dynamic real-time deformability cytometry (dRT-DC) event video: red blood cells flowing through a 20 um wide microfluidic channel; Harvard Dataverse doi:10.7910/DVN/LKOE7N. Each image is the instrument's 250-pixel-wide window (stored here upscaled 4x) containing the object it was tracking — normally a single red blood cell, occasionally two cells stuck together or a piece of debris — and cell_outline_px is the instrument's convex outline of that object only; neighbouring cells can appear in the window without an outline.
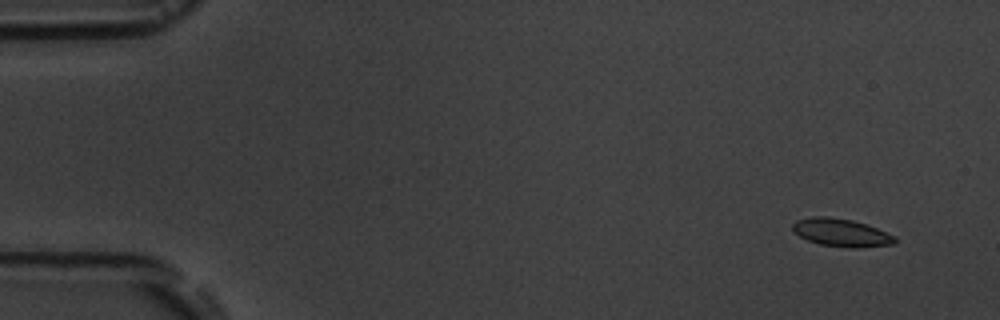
{"species": "common noctule bat (a hibernating species)", "species_latin": "Nyctalus noctula", "temperature_condition": "room temperature", "stored_images_in_passage": 4, "camera_frame_rate_fps": 3000, "um_per_image_px": 0.085, "animal": {"sex": "male", "body_mass_g": 19.5, "forearm_length_mm": 54.6}, "frame": {"image": 1, "passage_image": 1, "time_ms": 0.0, "image_size_px": [1000, 320], "cell_outline_px": [[896, 244], [856, 248], [852, 248], [820, 244], [808, 240], [800, 236], [792, 228], [792, 224], [796, 220], [816, 216], [828, 216], [852, 220], [876, 228], [896, 236]], "centroid_in_image_um": [71.53, 19.77], "position_along_channel_um": 13.5, "area_um2": 16.47}}
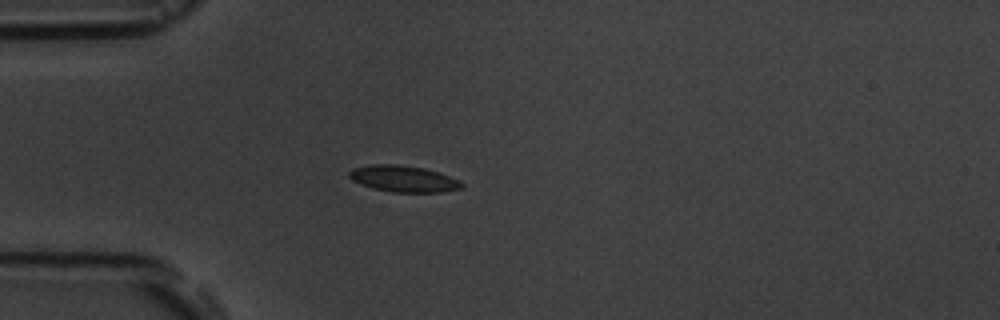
{"frame": {"image": 2, "passage_image": 4, "time_ms": 4.0, "image_size_px": [1000, 320], "cell_outline_px": [[464, 188], [444, 192], [392, 192], [372, 188], [352, 180], [348, 176], [348, 172], [352, 168], [372, 164], [396, 164], [424, 168], [460, 180], [464, 184]], "centroid_in_image_um": [34.3, 15.2], "position_along_channel_um": 50.7, "area_um2": 17.34}}